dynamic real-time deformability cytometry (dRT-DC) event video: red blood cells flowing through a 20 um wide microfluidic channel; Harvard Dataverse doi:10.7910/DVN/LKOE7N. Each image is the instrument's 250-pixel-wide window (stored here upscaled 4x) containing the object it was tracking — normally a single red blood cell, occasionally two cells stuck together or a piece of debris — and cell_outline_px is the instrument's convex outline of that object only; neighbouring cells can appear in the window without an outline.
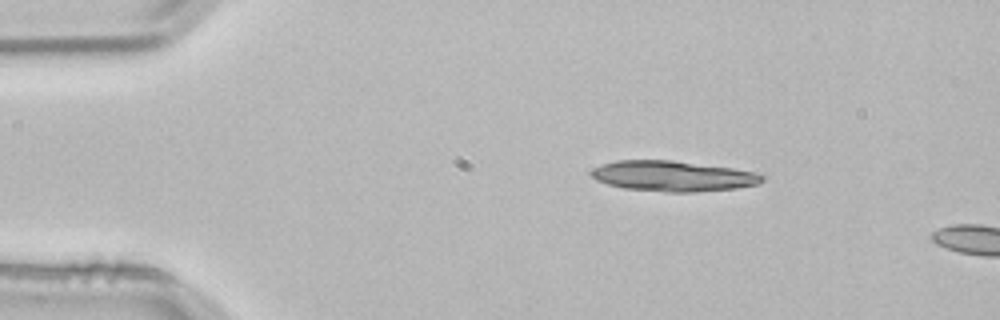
{"species": "common noctule bat (a hibernating species)", "species_latin": "Nyctalus noctula", "temperature_condition": "room temperature", "stored_images_in_passage": 3, "camera_frame_rate_fps": 3000, "um_per_image_px": 0.085, "animal": {"sex": "male", "body_mass_g": 21.5, "forearm_length_mm": 52.0}, "frame": {"image": 1, "passage_image": 1, "time_ms": 0.0, "image_size_px": [1000, 320], "cell_outline_px": [[768, 176], [760, 184], [736, 188], [696, 192], [668, 192], [624, 188], [608, 184], [596, 180], [588, 172], [592, 168], [616, 160], [672, 160], [732, 168], [756, 172]], "centroid_in_image_um": [57.23, 14.96], "position_along_channel_um": 27.8, "area_um2": 30.52}}